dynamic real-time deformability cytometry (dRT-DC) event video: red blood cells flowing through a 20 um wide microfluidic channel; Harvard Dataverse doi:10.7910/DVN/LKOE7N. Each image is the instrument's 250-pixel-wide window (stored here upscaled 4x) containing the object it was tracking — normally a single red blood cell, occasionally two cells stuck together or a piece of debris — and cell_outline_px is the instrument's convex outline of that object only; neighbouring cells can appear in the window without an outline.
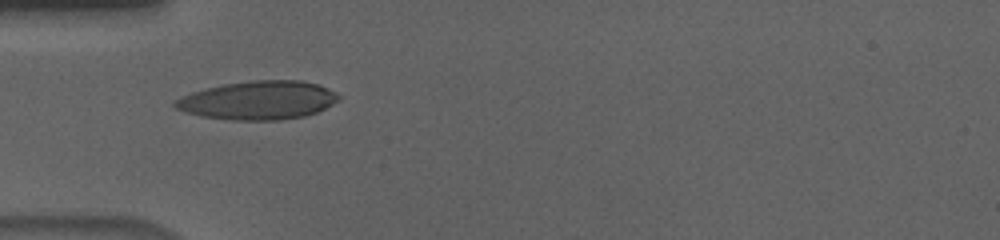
{"species": "human", "species_latin": "Homo sapiens", "temperature_condition": "cold", "stored_images_in_passage": 37, "camera_frame_rate_fps": 3000, "um_per_image_px": 0.085, "donor": {"sex": "male"}, "frame": {"image": 1, "passage_image": 1, "time_ms": 0.0, "image_size_px": [1000, 240], "cell_outline_px": [[340, 100], [316, 112], [304, 116], [280, 120], [232, 120], [204, 116], [184, 112], [176, 108], [172, 104], [176, 100], [192, 92], [224, 84], [252, 80], [300, 80], [316, 84], [328, 88], [336, 92], [340, 96]], "centroid_in_image_um": [21.98, 8.52], "position_along_channel_um": 63.0, "area_um2": 36.53}}
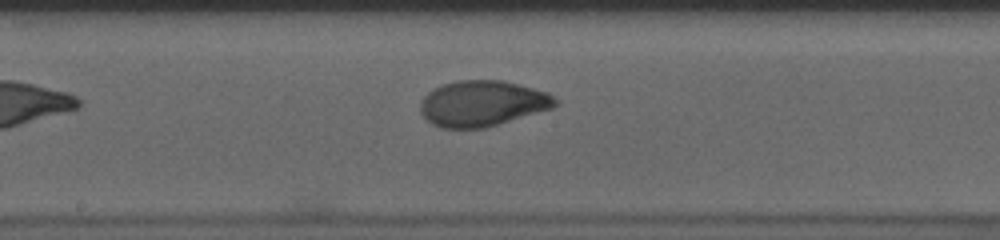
{"frame": {"image": 2, "passage_image": 13, "time_ms": 4.0, "image_size_px": [1000, 240], "cell_outline_px": [[560, 104], [552, 108], [484, 128], [440, 128], [432, 124], [420, 112], [420, 100], [432, 88], [440, 84], [456, 80], [500, 80], [548, 92], [560, 100]], "centroid_in_image_um": [40.98, 8.78], "position_along_channel_um": 207.2, "area_um2": 36.13}}
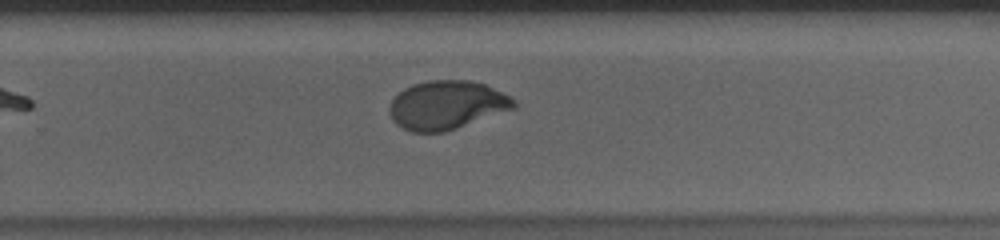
{"frame": {"image": 3, "passage_image": 20, "time_ms": 6.333, "image_size_px": [1000, 240], "cell_outline_px": [[516, 108], [444, 132], [412, 132], [396, 124], [392, 120], [388, 108], [392, 100], [404, 88], [412, 84], [428, 80], [472, 80], [484, 84], [516, 100]], "centroid_in_image_um": [37.96, 8.93], "position_along_channel_um": 291.8, "area_um2": 35.14}, "authors_computed_cell_mechanics": {"area_um2": 35.6626, "velocity_mm_per_s": 3.6487, "shape_relaxation_time_tau1_ms": 6.1291, "shape_relaxation_time_tau2_ms": 0.7819, "deformation_change_tau1": 0.2227, "deformation_change_tau2": 0.0414}}